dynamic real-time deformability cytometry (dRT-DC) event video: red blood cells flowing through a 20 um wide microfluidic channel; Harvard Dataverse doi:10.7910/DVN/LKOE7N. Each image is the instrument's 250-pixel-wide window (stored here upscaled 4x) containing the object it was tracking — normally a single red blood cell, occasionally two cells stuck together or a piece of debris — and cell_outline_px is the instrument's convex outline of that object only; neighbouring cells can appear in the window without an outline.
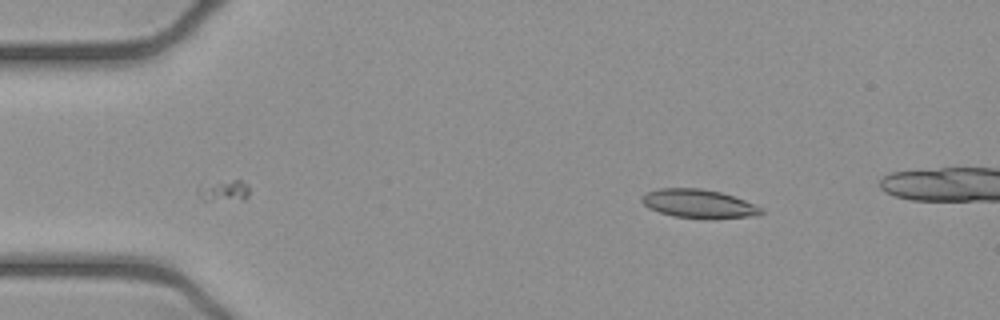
{"species": "common noctule bat (a hibernating species)", "species_latin": "Nyctalus noctula", "temperature_condition": "cold", "stored_images_in_passage": 9, "camera_frame_rate_fps": 3000, "um_per_image_px": 0.085, "animal": {"sex": "female", "body_mass_g": 21.9}, "frame": {"image": 1, "passage_image": 1, "time_ms": 0.0, "image_size_px": [1000, 320], "cell_outline_px": [[764, 212], [760, 216], [672, 216], [648, 208], [640, 200], [640, 196], [648, 192], [660, 188], [700, 188], [720, 192], [756, 204], [764, 208]], "centroid_in_image_um": [59.36, 17.27], "position_along_channel_um": 25.6, "area_um2": 19.19}}